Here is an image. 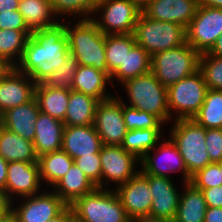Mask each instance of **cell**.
<instances>
[{
  "label": "cell",
  "mask_w": 222,
  "mask_h": 222,
  "mask_svg": "<svg viewBox=\"0 0 222 222\" xmlns=\"http://www.w3.org/2000/svg\"><path fill=\"white\" fill-rule=\"evenodd\" d=\"M0 156L9 162L35 163L38 156L32 141L2 127L0 129Z\"/></svg>",
  "instance_id": "obj_25"
},
{
  "label": "cell",
  "mask_w": 222,
  "mask_h": 222,
  "mask_svg": "<svg viewBox=\"0 0 222 222\" xmlns=\"http://www.w3.org/2000/svg\"><path fill=\"white\" fill-rule=\"evenodd\" d=\"M101 0H50L54 13L61 21H66L64 17L74 19L79 16V20L92 19L94 12ZM66 15V16H65ZM76 15V16H75ZM64 16L63 18H60Z\"/></svg>",
  "instance_id": "obj_36"
},
{
  "label": "cell",
  "mask_w": 222,
  "mask_h": 222,
  "mask_svg": "<svg viewBox=\"0 0 222 222\" xmlns=\"http://www.w3.org/2000/svg\"><path fill=\"white\" fill-rule=\"evenodd\" d=\"M111 84L110 77L92 66L78 65L74 77L72 90L88 94L99 101L113 97V93H107V85Z\"/></svg>",
  "instance_id": "obj_24"
},
{
  "label": "cell",
  "mask_w": 222,
  "mask_h": 222,
  "mask_svg": "<svg viewBox=\"0 0 222 222\" xmlns=\"http://www.w3.org/2000/svg\"><path fill=\"white\" fill-rule=\"evenodd\" d=\"M74 220L73 212L70 206H67L58 216L47 222H72Z\"/></svg>",
  "instance_id": "obj_47"
},
{
  "label": "cell",
  "mask_w": 222,
  "mask_h": 222,
  "mask_svg": "<svg viewBox=\"0 0 222 222\" xmlns=\"http://www.w3.org/2000/svg\"><path fill=\"white\" fill-rule=\"evenodd\" d=\"M207 207L222 208V185L201 190Z\"/></svg>",
  "instance_id": "obj_44"
},
{
  "label": "cell",
  "mask_w": 222,
  "mask_h": 222,
  "mask_svg": "<svg viewBox=\"0 0 222 222\" xmlns=\"http://www.w3.org/2000/svg\"><path fill=\"white\" fill-rule=\"evenodd\" d=\"M161 130L162 128H148L127 131L121 147L141 160L147 152L164 140Z\"/></svg>",
  "instance_id": "obj_32"
},
{
  "label": "cell",
  "mask_w": 222,
  "mask_h": 222,
  "mask_svg": "<svg viewBox=\"0 0 222 222\" xmlns=\"http://www.w3.org/2000/svg\"><path fill=\"white\" fill-rule=\"evenodd\" d=\"M38 162L27 163L23 161L9 162L5 191L13 202L18 199L40 193L41 183Z\"/></svg>",
  "instance_id": "obj_17"
},
{
  "label": "cell",
  "mask_w": 222,
  "mask_h": 222,
  "mask_svg": "<svg viewBox=\"0 0 222 222\" xmlns=\"http://www.w3.org/2000/svg\"><path fill=\"white\" fill-rule=\"evenodd\" d=\"M64 127L63 121L42 112L38 114L33 140L38 157L61 149Z\"/></svg>",
  "instance_id": "obj_22"
},
{
  "label": "cell",
  "mask_w": 222,
  "mask_h": 222,
  "mask_svg": "<svg viewBox=\"0 0 222 222\" xmlns=\"http://www.w3.org/2000/svg\"><path fill=\"white\" fill-rule=\"evenodd\" d=\"M190 183L200 190L222 185L220 162L198 170L192 175Z\"/></svg>",
  "instance_id": "obj_40"
},
{
  "label": "cell",
  "mask_w": 222,
  "mask_h": 222,
  "mask_svg": "<svg viewBox=\"0 0 222 222\" xmlns=\"http://www.w3.org/2000/svg\"><path fill=\"white\" fill-rule=\"evenodd\" d=\"M141 12L154 0H131Z\"/></svg>",
  "instance_id": "obj_53"
},
{
  "label": "cell",
  "mask_w": 222,
  "mask_h": 222,
  "mask_svg": "<svg viewBox=\"0 0 222 222\" xmlns=\"http://www.w3.org/2000/svg\"><path fill=\"white\" fill-rule=\"evenodd\" d=\"M33 79L12 67L0 78V112L23 105L35 97Z\"/></svg>",
  "instance_id": "obj_18"
},
{
  "label": "cell",
  "mask_w": 222,
  "mask_h": 222,
  "mask_svg": "<svg viewBox=\"0 0 222 222\" xmlns=\"http://www.w3.org/2000/svg\"><path fill=\"white\" fill-rule=\"evenodd\" d=\"M220 172H221V179H222V162H220Z\"/></svg>",
  "instance_id": "obj_58"
},
{
  "label": "cell",
  "mask_w": 222,
  "mask_h": 222,
  "mask_svg": "<svg viewBox=\"0 0 222 222\" xmlns=\"http://www.w3.org/2000/svg\"><path fill=\"white\" fill-rule=\"evenodd\" d=\"M96 188L86 174L73 163L51 189L70 206L76 199L91 193Z\"/></svg>",
  "instance_id": "obj_23"
},
{
  "label": "cell",
  "mask_w": 222,
  "mask_h": 222,
  "mask_svg": "<svg viewBox=\"0 0 222 222\" xmlns=\"http://www.w3.org/2000/svg\"><path fill=\"white\" fill-rule=\"evenodd\" d=\"M146 222H174V221H165V220L164 221L163 220L162 221H151V220H149V221H146Z\"/></svg>",
  "instance_id": "obj_57"
},
{
  "label": "cell",
  "mask_w": 222,
  "mask_h": 222,
  "mask_svg": "<svg viewBox=\"0 0 222 222\" xmlns=\"http://www.w3.org/2000/svg\"><path fill=\"white\" fill-rule=\"evenodd\" d=\"M74 163L86 174L96 187L101 183L100 153L80 156L74 159Z\"/></svg>",
  "instance_id": "obj_41"
},
{
  "label": "cell",
  "mask_w": 222,
  "mask_h": 222,
  "mask_svg": "<svg viewBox=\"0 0 222 222\" xmlns=\"http://www.w3.org/2000/svg\"><path fill=\"white\" fill-rule=\"evenodd\" d=\"M149 180L152 199L149 220L174 221L179 204L180 192L174 185L173 179L152 176L143 173Z\"/></svg>",
  "instance_id": "obj_16"
},
{
  "label": "cell",
  "mask_w": 222,
  "mask_h": 222,
  "mask_svg": "<svg viewBox=\"0 0 222 222\" xmlns=\"http://www.w3.org/2000/svg\"><path fill=\"white\" fill-rule=\"evenodd\" d=\"M151 71V55L138 44H135L124 58L123 64L110 76L113 81L124 83L126 80L144 75ZM116 78V79H115ZM114 79V80H113Z\"/></svg>",
  "instance_id": "obj_29"
},
{
  "label": "cell",
  "mask_w": 222,
  "mask_h": 222,
  "mask_svg": "<svg viewBox=\"0 0 222 222\" xmlns=\"http://www.w3.org/2000/svg\"><path fill=\"white\" fill-rule=\"evenodd\" d=\"M173 121V127H170L168 137L176 145L188 173L192 176L212 163L206 149V128L197 124L193 119Z\"/></svg>",
  "instance_id": "obj_5"
},
{
  "label": "cell",
  "mask_w": 222,
  "mask_h": 222,
  "mask_svg": "<svg viewBox=\"0 0 222 222\" xmlns=\"http://www.w3.org/2000/svg\"><path fill=\"white\" fill-rule=\"evenodd\" d=\"M200 5L222 8V0H199Z\"/></svg>",
  "instance_id": "obj_51"
},
{
  "label": "cell",
  "mask_w": 222,
  "mask_h": 222,
  "mask_svg": "<svg viewBox=\"0 0 222 222\" xmlns=\"http://www.w3.org/2000/svg\"><path fill=\"white\" fill-rule=\"evenodd\" d=\"M42 184L52 188L70 169L74 160L63 150L46 153L38 157Z\"/></svg>",
  "instance_id": "obj_31"
},
{
  "label": "cell",
  "mask_w": 222,
  "mask_h": 222,
  "mask_svg": "<svg viewBox=\"0 0 222 222\" xmlns=\"http://www.w3.org/2000/svg\"><path fill=\"white\" fill-rule=\"evenodd\" d=\"M207 90L200 70L169 86L167 97L171 121L192 119L200 110ZM172 116L175 118L173 119Z\"/></svg>",
  "instance_id": "obj_8"
},
{
  "label": "cell",
  "mask_w": 222,
  "mask_h": 222,
  "mask_svg": "<svg viewBox=\"0 0 222 222\" xmlns=\"http://www.w3.org/2000/svg\"><path fill=\"white\" fill-rule=\"evenodd\" d=\"M94 127L103 145L121 146L127 129L123 118V103L117 95L99 101Z\"/></svg>",
  "instance_id": "obj_13"
},
{
  "label": "cell",
  "mask_w": 222,
  "mask_h": 222,
  "mask_svg": "<svg viewBox=\"0 0 222 222\" xmlns=\"http://www.w3.org/2000/svg\"><path fill=\"white\" fill-rule=\"evenodd\" d=\"M3 127L2 113L0 112V129Z\"/></svg>",
  "instance_id": "obj_56"
},
{
  "label": "cell",
  "mask_w": 222,
  "mask_h": 222,
  "mask_svg": "<svg viewBox=\"0 0 222 222\" xmlns=\"http://www.w3.org/2000/svg\"><path fill=\"white\" fill-rule=\"evenodd\" d=\"M77 66V59L70 53L64 63L45 78L42 84L54 89L72 90Z\"/></svg>",
  "instance_id": "obj_37"
},
{
  "label": "cell",
  "mask_w": 222,
  "mask_h": 222,
  "mask_svg": "<svg viewBox=\"0 0 222 222\" xmlns=\"http://www.w3.org/2000/svg\"><path fill=\"white\" fill-rule=\"evenodd\" d=\"M133 34L136 44L151 56L186 43V28L174 22L150 19L142 12Z\"/></svg>",
  "instance_id": "obj_7"
},
{
  "label": "cell",
  "mask_w": 222,
  "mask_h": 222,
  "mask_svg": "<svg viewBox=\"0 0 222 222\" xmlns=\"http://www.w3.org/2000/svg\"><path fill=\"white\" fill-rule=\"evenodd\" d=\"M192 119L206 129L222 128V90L208 89L200 110Z\"/></svg>",
  "instance_id": "obj_35"
},
{
  "label": "cell",
  "mask_w": 222,
  "mask_h": 222,
  "mask_svg": "<svg viewBox=\"0 0 222 222\" xmlns=\"http://www.w3.org/2000/svg\"><path fill=\"white\" fill-rule=\"evenodd\" d=\"M129 218L149 221L152 195L148 178L139 171L125 184L113 188Z\"/></svg>",
  "instance_id": "obj_15"
},
{
  "label": "cell",
  "mask_w": 222,
  "mask_h": 222,
  "mask_svg": "<svg viewBox=\"0 0 222 222\" xmlns=\"http://www.w3.org/2000/svg\"><path fill=\"white\" fill-rule=\"evenodd\" d=\"M98 103L99 100L93 96L71 90L64 124L66 126L94 125Z\"/></svg>",
  "instance_id": "obj_28"
},
{
  "label": "cell",
  "mask_w": 222,
  "mask_h": 222,
  "mask_svg": "<svg viewBox=\"0 0 222 222\" xmlns=\"http://www.w3.org/2000/svg\"><path fill=\"white\" fill-rule=\"evenodd\" d=\"M102 141L94 125L64 127L62 147L73 160L80 156L100 153Z\"/></svg>",
  "instance_id": "obj_20"
},
{
  "label": "cell",
  "mask_w": 222,
  "mask_h": 222,
  "mask_svg": "<svg viewBox=\"0 0 222 222\" xmlns=\"http://www.w3.org/2000/svg\"><path fill=\"white\" fill-rule=\"evenodd\" d=\"M77 222H126L129 217L113 189L96 188L70 205Z\"/></svg>",
  "instance_id": "obj_4"
},
{
  "label": "cell",
  "mask_w": 222,
  "mask_h": 222,
  "mask_svg": "<svg viewBox=\"0 0 222 222\" xmlns=\"http://www.w3.org/2000/svg\"><path fill=\"white\" fill-rule=\"evenodd\" d=\"M0 29L29 30L18 10L0 13Z\"/></svg>",
  "instance_id": "obj_43"
},
{
  "label": "cell",
  "mask_w": 222,
  "mask_h": 222,
  "mask_svg": "<svg viewBox=\"0 0 222 222\" xmlns=\"http://www.w3.org/2000/svg\"><path fill=\"white\" fill-rule=\"evenodd\" d=\"M70 54L66 22L36 30L28 37L21 60L15 68L38 84L51 75Z\"/></svg>",
  "instance_id": "obj_1"
},
{
  "label": "cell",
  "mask_w": 222,
  "mask_h": 222,
  "mask_svg": "<svg viewBox=\"0 0 222 222\" xmlns=\"http://www.w3.org/2000/svg\"><path fill=\"white\" fill-rule=\"evenodd\" d=\"M100 160L102 177L97 188L106 189L110 183H114L117 188L140 171L135 166L140 165V160L121 146L103 145L100 150Z\"/></svg>",
  "instance_id": "obj_11"
},
{
  "label": "cell",
  "mask_w": 222,
  "mask_h": 222,
  "mask_svg": "<svg viewBox=\"0 0 222 222\" xmlns=\"http://www.w3.org/2000/svg\"><path fill=\"white\" fill-rule=\"evenodd\" d=\"M136 44L133 33L105 35V55L110 77L123 64L127 52Z\"/></svg>",
  "instance_id": "obj_34"
},
{
  "label": "cell",
  "mask_w": 222,
  "mask_h": 222,
  "mask_svg": "<svg viewBox=\"0 0 222 222\" xmlns=\"http://www.w3.org/2000/svg\"><path fill=\"white\" fill-rule=\"evenodd\" d=\"M39 113V105L34 97L28 103L10 108L2 113L3 127L33 142Z\"/></svg>",
  "instance_id": "obj_21"
},
{
  "label": "cell",
  "mask_w": 222,
  "mask_h": 222,
  "mask_svg": "<svg viewBox=\"0 0 222 222\" xmlns=\"http://www.w3.org/2000/svg\"><path fill=\"white\" fill-rule=\"evenodd\" d=\"M207 53L212 56L222 57V35L217 38L214 45Z\"/></svg>",
  "instance_id": "obj_50"
},
{
  "label": "cell",
  "mask_w": 222,
  "mask_h": 222,
  "mask_svg": "<svg viewBox=\"0 0 222 222\" xmlns=\"http://www.w3.org/2000/svg\"><path fill=\"white\" fill-rule=\"evenodd\" d=\"M205 143L211 162H222V128L206 129Z\"/></svg>",
  "instance_id": "obj_42"
},
{
  "label": "cell",
  "mask_w": 222,
  "mask_h": 222,
  "mask_svg": "<svg viewBox=\"0 0 222 222\" xmlns=\"http://www.w3.org/2000/svg\"><path fill=\"white\" fill-rule=\"evenodd\" d=\"M0 222H17V218L12 212H10L8 215L0 218Z\"/></svg>",
  "instance_id": "obj_54"
},
{
  "label": "cell",
  "mask_w": 222,
  "mask_h": 222,
  "mask_svg": "<svg viewBox=\"0 0 222 222\" xmlns=\"http://www.w3.org/2000/svg\"><path fill=\"white\" fill-rule=\"evenodd\" d=\"M71 90L54 89L42 83L35 85V98L40 112L64 121Z\"/></svg>",
  "instance_id": "obj_30"
},
{
  "label": "cell",
  "mask_w": 222,
  "mask_h": 222,
  "mask_svg": "<svg viewBox=\"0 0 222 222\" xmlns=\"http://www.w3.org/2000/svg\"><path fill=\"white\" fill-rule=\"evenodd\" d=\"M30 30L0 29V57L15 67L22 58Z\"/></svg>",
  "instance_id": "obj_33"
},
{
  "label": "cell",
  "mask_w": 222,
  "mask_h": 222,
  "mask_svg": "<svg viewBox=\"0 0 222 222\" xmlns=\"http://www.w3.org/2000/svg\"><path fill=\"white\" fill-rule=\"evenodd\" d=\"M18 11L31 32L51 27L61 21L57 19L50 0H20Z\"/></svg>",
  "instance_id": "obj_26"
},
{
  "label": "cell",
  "mask_w": 222,
  "mask_h": 222,
  "mask_svg": "<svg viewBox=\"0 0 222 222\" xmlns=\"http://www.w3.org/2000/svg\"><path fill=\"white\" fill-rule=\"evenodd\" d=\"M140 13L131 0H101L92 20L105 35L130 34L134 33Z\"/></svg>",
  "instance_id": "obj_9"
},
{
  "label": "cell",
  "mask_w": 222,
  "mask_h": 222,
  "mask_svg": "<svg viewBox=\"0 0 222 222\" xmlns=\"http://www.w3.org/2000/svg\"><path fill=\"white\" fill-rule=\"evenodd\" d=\"M140 167L142 173L167 178H172L170 173L180 172L183 175V182H190L192 177L188 173L183 157L170 138H167L166 141L161 140L152 150L147 152L140 160Z\"/></svg>",
  "instance_id": "obj_12"
},
{
  "label": "cell",
  "mask_w": 222,
  "mask_h": 222,
  "mask_svg": "<svg viewBox=\"0 0 222 222\" xmlns=\"http://www.w3.org/2000/svg\"><path fill=\"white\" fill-rule=\"evenodd\" d=\"M201 54L187 42L151 56V72L165 87L199 70Z\"/></svg>",
  "instance_id": "obj_6"
},
{
  "label": "cell",
  "mask_w": 222,
  "mask_h": 222,
  "mask_svg": "<svg viewBox=\"0 0 222 222\" xmlns=\"http://www.w3.org/2000/svg\"><path fill=\"white\" fill-rule=\"evenodd\" d=\"M73 24L66 21L69 52L75 56L78 65L92 66L108 75L105 34L92 19H78Z\"/></svg>",
  "instance_id": "obj_2"
},
{
  "label": "cell",
  "mask_w": 222,
  "mask_h": 222,
  "mask_svg": "<svg viewBox=\"0 0 222 222\" xmlns=\"http://www.w3.org/2000/svg\"><path fill=\"white\" fill-rule=\"evenodd\" d=\"M122 86L129 98L127 100L129 102H126L121 96H117L122 103L157 116L166 126L170 123L167 88L156 79L151 71L126 80Z\"/></svg>",
  "instance_id": "obj_3"
},
{
  "label": "cell",
  "mask_w": 222,
  "mask_h": 222,
  "mask_svg": "<svg viewBox=\"0 0 222 222\" xmlns=\"http://www.w3.org/2000/svg\"><path fill=\"white\" fill-rule=\"evenodd\" d=\"M123 118L127 131L134 129L163 128L165 126L157 116L124 103Z\"/></svg>",
  "instance_id": "obj_38"
},
{
  "label": "cell",
  "mask_w": 222,
  "mask_h": 222,
  "mask_svg": "<svg viewBox=\"0 0 222 222\" xmlns=\"http://www.w3.org/2000/svg\"><path fill=\"white\" fill-rule=\"evenodd\" d=\"M204 222H222V208L207 207Z\"/></svg>",
  "instance_id": "obj_46"
},
{
  "label": "cell",
  "mask_w": 222,
  "mask_h": 222,
  "mask_svg": "<svg viewBox=\"0 0 222 222\" xmlns=\"http://www.w3.org/2000/svg\"><path fill=\"white\" fill-rule=\"evenodd\" d=\"M174 222H204L207 204L203 193L190 182H184Z\"/></svg>",
  "instance_id": "obj_27"
},
{
  "label": "cell",
  "mask_w": 222,
  "mask_h": 222,
  "mask_svg": "<svg viewBox=\"0 0 222 222\" xmlns=\"http://www.w3.org/2000/svg\"><path fill=\"white\" fill-rule=\"evenodd\" d=\"M199 70L208 89L222 90V57L202 53Z\"/></svg>",
  "instance_id": "obj_39"
},
{
  "label": "cell",
  "mask_w": 222,
  "mask_h": 222,
  "mask_svg": "<svg viewBox=\"0 0 222 222\" xmlns=\"http://www.w3.org/2000/svg\"><path fill=\"white\" fill-rule=\"evenodd\" d=\"M198 5L199 0H154L142 13L150 19L174 22L187 28Z\"/></svg>",
  "instance_id": "obj_19"
},
{
  "label": "cell",
  "mask_w": 222,
  "mask_h": 222,
  "mask_svg": "<svg viewBox=\"0 0 222 222\" xmlns=\"http://www.w3.org/2000/svg\"><path fill=\"white\" fill-rule=\"evenodd\" d=\"M126 222H146V220L129 218Z\"/></svg>",
  "instance_id": "obj_55"
},
{
  "label": "cell",
  "mask_w": 222,
  "mask_h": 222,
  "mask_svg": "<svg viewBox=\"0 0 222 222\" xmlns=\"http://www.w3.org/2000/svg\"><path fill=\"white\" fill-rule=\"evenodd\" d=\"M12 210V201L7 195V192L0 189V218L8 215Z\"/></svg>",
  "instance_id": "obj_45"
},
{
  "label": "cell",
  "mask_w": 222,
  "mask_h": 222,
  "mask_svg": "<svg viewBox=\"0 0 222 222\" xmlns=\"http://www.w3.org/2000/svg\"><path fill=\"white\" fill-rule=\"evenodd\" d=\"M12 68L4 59L0 57V78Z\"/></svg>",
  "instance_id": "obj_52"
},
{
  "label": "cell",
  "mask_w": 222,
  "mask_h": 222,
  "mask_svg": "<svg viewBox=\"0 0 222 222\" xmlns=\"http://www.w3.org/2000/svg\"><path fill=\"white\" fill-rule=\"evenodd\" d=\"M23 197L21 203L15 207L12 202L11 212L17 222H47L58 216L68 205L51 189ZM14 204V205H13Z\"/></svg>",
  "instance_id": "obj_14"
},
{
  "label": "cell",
  "mask_w": 222,
  "mask_h": 222,
  "mask_svg": "<svg viewBox=\"0 0 222 222\" xmlns=\"http://www.w3.org/2000/svg\"><path fill=\"white\" fill-rule=\"evenodd\" d=\"M222 35V8L198 5L186 28V42L200 54L208 52Z\"/></svg>",
  "instance_id": "obj_10"
},
{
  "label": "cell",
  "mask_w": 222,
  "mask_h": 222,
  "mask_svg": "<svg viewBox=\"0 0 222 222\" xmlns=\"http://www.w3.org/2000/svg\"><path fill=\"white\" fill-rule=\"evenodd\" d=\"M20 0H0V13L18 10Z\"/></svg>",
  "instance_id": "obj_48"
},
{
  "label": "cell",
  "mask_w": 222,
  "mask_h": 222,
  "mask_svg": "<svg viewBox=\"0 0 222 222\" xmlns=\"http://www.w3.org/2000/svg\"><path fill=\"white\" fill-rule=\"evenodd\" d=\"M8 162L0 156V189L5 190Z\"/></svg>",
  "instance_id": "obj_49"
}]
</instances>
